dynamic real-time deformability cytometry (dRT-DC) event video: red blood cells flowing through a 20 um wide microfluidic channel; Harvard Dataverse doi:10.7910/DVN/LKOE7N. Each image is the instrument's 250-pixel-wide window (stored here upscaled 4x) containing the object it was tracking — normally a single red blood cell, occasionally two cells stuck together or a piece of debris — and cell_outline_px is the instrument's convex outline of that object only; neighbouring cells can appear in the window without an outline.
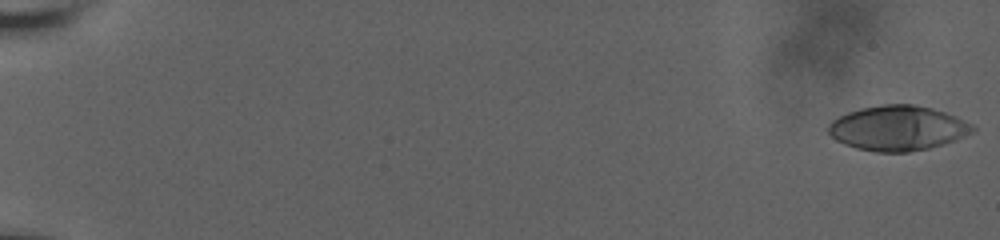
{"species": "human", "species_latin": "Homo sapiens", "temperature_condition": "room temperature", "stored_images_in_passage": 22, "camera_frame_rate_fps": 3000, "um_per_image_px": 0.085, "donor": {"sex": "male"}, "frame": {"image": 1, "passage_image": 1, "time_ms": 0.0, "image_size_px": [1000, 240], "cell_outline_px": [[976, 128], [972, 132], [952, 140], [928, 148], [908, 152], [876, 152], [856, 148], [844, 144], [836, 140], [828, 132], [828, 124], [832, 120], [848, 112], [860, 108], [880, 104], [912, 104], [932, 108], [956, 116], [972, 124]], "centroid_in_image_um": [76.27, 10.88], "position_along_channel_um": 8.7, "area_um2": 37.51}}
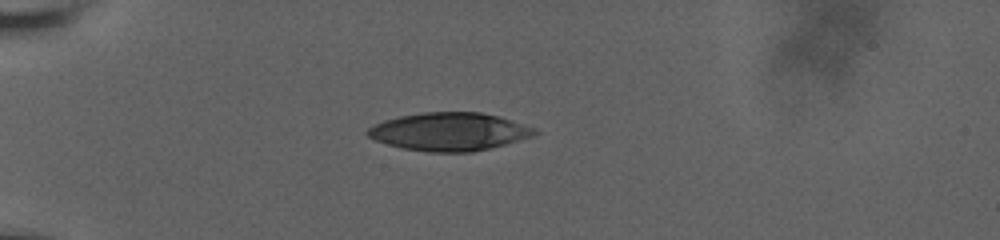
{"frame": {"image": 2, "passage_image": 15, "time_ms": 6.0, "image_size_px": [1000, 240], "cell_outline_px": [[540, 132], [536, 136], [472, 152], [432, 152], [400, 148], [376, 140], [368, 136], [364, 132], [368, 128], [384, 120], [400, 116], [424, 112], [480, 112], [500, 116], [536, 128]], "centroid_in_image_um": [38.23, 11.19], "position_along_channel_um": 46.8, "area_um2": 37.11}}
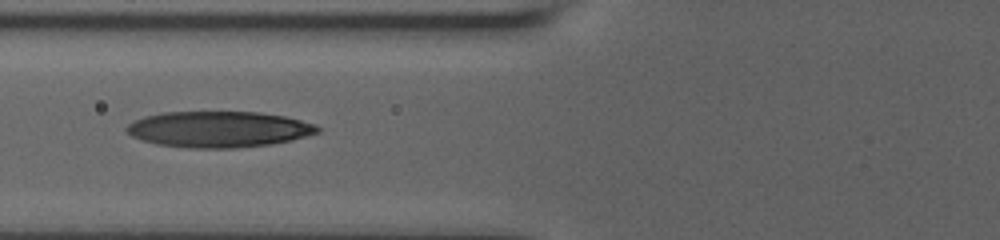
{"frame": {"image": 3, "passage_image": 21, "time_ms": 8.667, "image_size_px": [1000, 240], "cell_outline_px": [[320, 132], [292, 140], [272, 144], [236, 148], [188, 148], [156, 144], [132, 136], [124, 128], [128, 124], [144, 116], [164, 112], [260, 112], [284, 116], [316, 124], [320, 128]], "centroid_in_image_um": [18.61, 10.99], "position_along_channel_um": 107.2, "area_um2": 40.17}}